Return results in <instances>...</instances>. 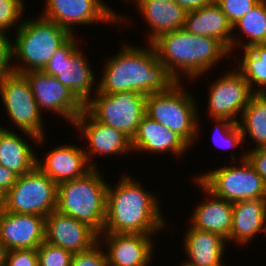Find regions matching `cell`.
<instances>
[{
    "mask_svg": "<svg viewBox=\"0 0 266 266\" xmlns=\"http://www.w3.org/2000/svg\"><path fill=\"white\" fill-rule=\"evenodd\" d=\"M149 45V46H148ZM115 56L108 57L98 82L100 93L135 91L142 95L167 91L176 81L159 61L152 44L147 47L123 45Z\"/></svg>",
    "mask_w": 266,
    "mask_h": 266,
    "instance_id": "6da1fadb",
    "label": "cell"
},
{
    "mask_svg": "<svg viewBox=\"0 0 266 266\" xmlns=\"http://www.w3.org/2000/svg\"><path fill=\"white\" fill-rule=\"evenodd\" d=\"M120 178L114 188L108 184L102 233L156 235L163 230L167 222L154 192L128 174Z\"/></svg>",
    "mask_w": 266,
    "mask_h": 266,
    "instance_id": "7a4b0ae2",
    "label": "cell"
},
{
    "mask_svg": "<svg viewBox=\"0 0 266 266\" xmlns=\"http://www.w3.org/2000/svg\"><path fill=\"white\" fill-rule=\"evenodd\" d=\"M151 44L159 61L176 82H181V74L188 80H196L211 71L223 57L231 56L219 40L195 35L185 29L164 33Z\"/></svg>",
    "mask_w": 266,
    "mask_h": 266,
    "instance_id": "3957f363",
    "label": "cell"
},
{
    "mask_svg": "<svg viewBox=\"0 0 266 266\" xmlns=\"http://www.w3.org/2000/svg\"><path fill=\"white\" fill-rule=\"evenodd\" d=\"M98 168L84 176L59 183L56 210L103 232L106 216L107 181Z\"/></svg>",
    "mask_w": 266,
    "mask_h": 266,
    "instance_id": "277c9868",
    "label": "cell"
},
{
    "mask_svg": "<svg viewBox=\"0 0 266 266\" xmlns=\"http://www.w3.org/2000/svg\"><path fill=\"white\" fill-rule=\"evenodd\" d=\"M15 33L12 65L14 72L20 74L42 71L53 53L71 36L60 25L42 16L23 20Z\"/></svg>",
    "mask_w": 266,
    "mask_h": 266,
    "instance_id": "5b68a950",
    "label": "cell"
},
{
    "mask_svg": "<svg viewBox=\"0 0 266 266\" xmlns=\"http://www.w3.org/2000/svg\"><path fill=\"white\" fill-rule=\"evenodd\" d=\"M187 91L183 83L176 82L165 92L147 95L146 115L193 145L200 134L199 108L192 93Z\"/></svg>",
    "mask_w": 266,
    "mask_h": 266,
    "instance_id": "8992f818",
    "label": "cell"
},
{
    "mask_svg": "<svg viewBox=\"0 0 266 266\" xmlns=\"http://www.w3.org/2000/svg\"><path fill=\"white\" fill-rule=\"evenodd\" d=\"M239 164L217 167L199 174L196 178L214 196L226 201L266 199V185L247 159V152L241 154Z\"/></svg>",
    "mask_w": 266,
    "mask_h": 266,
    "instance_id": "52a82bcc",
    "label": "cell"
},
{
    "mask_svg": "<svg viewBox=\"0 0 266 266\" xmlns=\"http://www.w3.org/2000/svg\"><path fill=\"white\" fill-rule=\"evenodd\" d=\"M94 90L95 95L85 104V110L98 122L132 139L146 115V95L135 91L100 93L97 87Z\"/></svg>",
    "mask_w": 266,
    "mask_h": 266,
    "instance_id": "ba28073f",
    "label": "cell"
},
{
    "mask_svg": "<svg viewBox=\"0 0 266 266\" xmlns=\"http://www.w3.org/2000/svg\"><path fill=\"white\" fill-rule=\"evenodd\" d=\"M0 96L7 116L19 131L36 145L45 140L42 112L39 110L27 78L13 72L0 82Z\"/></svg>",
    "mask_w": 266,
    "mask_h": 266,
    "instance_id": "9c48e42d",
    "label": "cell"
},
{
    "mask_svg": "<svg viewBox=\"0 0 266 266\" xmlns=\"http://www.w3.org/2000/svg\"><path fill=\"white\" fill-rule=\"evenodd\" d=\"M57 186L36 166L29 173L18 176L14 186L4 196V210L46 217L56 210Z\"/></svg>",
    "mask_w": 266,
    "mask_h": 266,
    "instance_id": "30bf717a",
    "label": "cell"
},
{
    "mask_svg": "<svg viewBox=\"0 0 266 266\" xmlns=\"http://www.w3.org/2000/svg\"><path fill=\"white\" fill-rule=\"evenodd\" d=\"M42 17L48 19L73 35L74 25L94 23H123L124 17L109 8L102 0H46Z\"/></svg>",
    "mask_w": 266,
    "mask_h": 266,
    "instance_id": "8fae6325",
    "label": "cell"
},
{
    "mask_svg": "<svg viewBox=\"0 0 266 266\" xmlns=\"http://www.w3.org/2000/svg\"><path fill=\"white\" fill-rule=\"evenodd\" d=\"M208 89V113L211 119H228L238 123L254 92L235 69L224 73ZM238 116V117H237Z\"/></svg>",
    "mask_w": 266,
    "mask_h": 266,
    "instance_id": "7c38bea8",
    "label": "cell"
},
{
    "mask_svg": "<svg viewBox=\"0 0 266 266\" xmlns=\"http://www.w3.org/2000/svg\"><path fill=\"white\" fill-rule=\"evenodd\" d=\"M23 75L29 82L41 112H54L73 125L76 118L85 110V105L54 76L43 71H29Z\"/></svg>",
    "mask_w": 266,
    "mask_h": 266,
    "instance_id": "4fadbf2b",
    "label": "cell"
},
{
    "mask_svg": "<svg viewBox=\"0 0 266 266\" xmlns=\"http://www.w3.org/2000/svg\"><path fill=\"white\" fill-rule=\"evenodd\" d=\"M73 126L81 133L80 136L88 141V150L84 149L88 163L92 168H97L92 157L120 155L132 152L131 139L122 131L105 125L95 120L84 110L73 122Z\"/></svg>",
    "mask_w": 266,
    "mask_h": 266,
    "instance_id": "5bb4252c",
    "label": "cell"
},
{
    "mask_svg": "<svg viewBox=\"0 0 266 266\" xmlns=\"http://www.w3.org/2000/svg\"><path fill=\"white\" fill-rule=\"evenodd\" d=\"M74 253L91 249L99 242V234L88 224L52 211L45 217V240Z\"/></svg>",
    "mask_w": 266,
    "mask_h": 266,
    "instance_id": "9a60e30c",
    "label": "cell"
},
{
    "mask_svg": "<svg viewBox=\"0 0 266 266\" xmlns=\"http://www.w3.org/2000/svg\"><path fill=\"white\" fill-rule=\"evenodd\" d=\"M146 234L101 233L99 241L106 243L108 266H150L154 242ZM105 237V238H103ZM105 239V240H103Z\"/></svg>",
    "mask_w": 266,
    "mask_h": 266,
    "instance_id": "2e32d148",
    "label": "cell"
},
{
    "mask_svg": "<svg viewBox=\"0 0 266 266\" xmlns=\"http://www.w3.org/2000/svg\"><path fill=\"white\" fill-rule=\"evenodd\" d=\"M45 240V217L0 212V242L8 251L37 249Z\"/></svg>",
    "mask_w": 266,
    "mask_h": 266,
    "instance_id": "e0dca14e",
    "label": "cell"
},
{
    "mask_svg": "<svg viewBox=\"0 0 266 266\" xmlns=\"http://www.w3.org/2000/svg\"><path fill=\"white\" fill-rule=\"evenodd\" d=\"M39 159L37 157L36 166L57 185L80 178L92 169L84 148L71 143L54 147Z\"/></svg>",
    "mask_w": 266,
    "mask_h": 266,
    "instance_id": "ac0fdd59",
    "label": "cell"
},
{
    "mask_svg": "<svg viewBox=\"0 0 266 266\" xmlns=\"http://www.w3.org/2000/svg\"><path fill=\"white\" fill-rule=\"evenodd\" d=\"M134 152L164 153L172 152L177 156L186 154L190 145L177 133L145 115L140 121L138 130L131 139Z\"/></svg>",
    "mask_w": 266,
    "mask_h": 266,
    "instance_id": "d6986e66",
    "label": "cell"
},
{
    "mask_svg": "<svg viewBox=\"0 0 266 266\" xmlns=\"http://www.w3.org/2000/svg\"><path fill=\"white\" fill-rule=\"evenodd\" d=\"M194 180L207 200L196 206L190 217V226L197 230L217 233L227 239L232 227L233 202L214 196L196 178Z\"/></svg>",
    "mask_w": 266,
    "mask_h": 266,
    "instance_id": "ffe728a7",
    "label": "cell"
},
{
    "mask_svg": "<svg viewBox=\"0 0 266 266\" xmlns=\"http://www.w3.org/2000/svg\"><path fill=\"white\" fill-rule=\"evenodd\" d=\"M136 8L149 26L151 44L160 35L183 29L187 12L173 0H134Z\"/></svg>",
    "mask_w": 266,
    "mask_h": 266,
    "instance_id": "44dd1931",
    "label": "cell"
},
{
    "mask_svg": "<svg viewBox=\"0 0 266 266\" xmlns=\"http://www.w3.org/2000/svg\"><path fill=\"white\" fill-rule=\"evenodd\" d=\"M184 237L182 245L187 254L184 262L192 266H226L222 259L227 246L224 237L214 232L197 230L190 225Z\"/></svg>",
    "mask_w": 266,
    "mask_h": 266,
    "instance_id": "7402d4cb",
    "label": "cell"
},
{
    "mask_svg": "<svg viewBox=\"0 0 266 266\" xmlns=\"http://www.w3.org/2000/svg\"><path fill=\"white\" fill-rule=\"evenodd\" d=\"M183 29L195 35L219 40L231 54L233 25L215 1L198 10L187 12Z\"/></svg>",
    "mask_w": 266,
    "mask_h": 266,
    "instance_id": "603a6c76",
    "label": "cell"
},
{
    "mask_svg": "<svg viewBox=\"0 0 266 266\" xmlns=\"http://www.w3.org/2000/svg\"><path fill=\"white\" fill-rule=\"evenodd\" d=\"M266 227V199L233 202V216L229 242L248 244Z\"/></svg>",
    "mask_w": 266,
    "mask_h": 266,
    "instance_id": "cb8c5ba5",
    "label": "cell"
},
{
    "mask_svg": "<svg viewBox=\"0 0 266 266\" xmlns=\"http://www.w3.org/2000/svg\"><path fill=\"white\" fill-rule=\"evenodd\" d=\"M79 46L69 57V66L64 70H56L54 76L66 86L85 105L92 96L94 85L98 86L90 63ZM96 83V84H95Z\"/></svg>",
    "mask_w": 266,
    "mask_h": 266,
    "instance_id": "d4e9b609",
    "label": "cell"
},
{
    "mask_svg": "<svg viewBox=\"0 0 266 266\" xmlns=\"http://www.w3.org/2000/svg\"><path fill=\"white\" fill-rule=\"evenodd\" d=\"M22 135L9 128L0 133V165L18 176L29 173L36 167L37 154Z\"/></svg>",
    "mask_w": 266,
    "mask_h": 266,
    "instance_id": "484cf974",
    "label": "cell"
},
{
    "mask_svg": "<svg viewBox=\"0 0 266 266\" xmlns=\"http://www.w3.org/2000/svg\"><path fill=\"white\" fill-rule=\"evenodd\" d=\"M238 120L244 140L246 134L253 139V149L266 147V93H254Z\"/></svg>",
    "mask_w": 266,
    "mask_h": 266,
    "instance_id": "4316f807",
    "label": "cell"
},
{
    "mask_svg": "<svg viewBox=\"0 0 266 266\" xmlns=\"http://www.w3.org/2000/svg\"><path fill=\"white\" fill-rule=\"evenodd\" d=\"M239 30L244 38L249 37L247 41L241 40L233 34L231 55L236 46L240 48H249L253 44L266 43V0H261L255 7L246 13L238 22L233 25V30Z\"/></svg>",
    "mask_w": 266,
    "mask_h": 266,
    "instance_id": "83f0119b",
    "label": "cell"
},
{
    "mask_svg": "<svg viewBox=\"0 0 266 266\" xmlns=\"http://www.w3.org/2000/svg\"><path fill=\"white\" fill-rule=\"evenodd\" d=\"M242 50L244 55L236 70L246 79L254 93H266V43L253 44Z\"/></svg>",
    "mask_w": 266,
    "mask_h": 266,
    "instance_id": "f1b7e54d",
    "label": "cell"
},
{
    "mask_svg": "<svg viewBox=\"0 0 266 266\" xmlns=\"http://www.w3.org/2000/svg\"><path fill=\"white\" fill-rule=\"evenodd\" d=\"M215 128L212 134V141L220 149L234 148L240 146L243 141V134L238 123L228 119H213Z\"/></svg>",
    "mask_w": 266,
    "mask_h": 266,
    "instance_id": "f546056e",
    "label": "cell"
},
{
    "mask_svg": "<svg viewBox=\"0 0 266 266\" xmlns=\"http://www.w3.org/2000/svg\"><path fill=\"white\" fill-rule=\"evenodd\" d=\"M23 0H0V32L7 33L15 25V32L22 24L25 13ZM20 22V23H18ZM16 23V24H15ZM9 29V30H8Z\"/></svg>",
    "mask_w": 266,
    "mask_h": 266,
    "instance_id": "4dcf8cb0",
    "label": "cell"
},
{
    "mask_svg": "<svg viewBox=\"0 0 266 266\" xmlns=\"http://www.w3.org/2000/svg\"><path fill=\"white\" fill-rule=\"evenodd\" d=\"M39 266H71L73 253L44 241L38 248Z\"/></svg>",
    "mask_w": 266,
    "mask_h": 266,
    "instance_id": "1f68e13d",
    "label": "cell"
},
{
    "mask_svg": "<svg viewBox=\"0 0 266 266\" xmlns=\"http://www.w3.org/2000/svg\"><path fill=\"white\" fill-rule=\"evenodd\" d=\"M75 34L71 35L52 55L42 71L55 76L56 70H64L69 66L70 55L79 47Z\"/></svg>",
    "mask_w": 266,
    "mask_h": 266,
    "instance_id": "d6a6232c",
    "label": "cell"
},
{
    "mask_svg": "<svg viewBox=\"0 0 266 266\" xmlns=\"http://www.w3.org/2000/svg\"><path fill=\"white\" fill-rule=\"evenodd\" d=\"M232 25L251 11L261 0H214Z\"/></svg>",
    "mask_w": 266,
    "mask_h": 266,
    "instance_id": "836d02e7",
    "label": "cell"
},
{
    "mask_svg": "<svg viewBox=\"0 0 266 266\" xmlns=\"http://www.w3.org/2000/svg\"><path fill=\"white\" fill-rule=\"evenodd\" d=\"M105 247L101 249L100 241L91 249L74 253L71 266H108Z\"/></svg>",
    "mask_w": 266,
    "mask_h": 266,
    "instance_id": "e575fe53",
    "label": "cell"
},
{
    "mask_svg": "<svg viewBox=\"0 0 266 266\" xmlns=\"http://www.w3.org/2000/svg\"><path fill=\"white\" fill-rule=\"evenodd\" d=\"M5 266H39L37 249L7 251Z\"/></svg>",
    "mask_w": 266,
    "mask_h": 266,
    "instance_id": "d590c367",
    "label": "cell"
},
{
    "mask_svg": "<svg viewBox=\"0 0 266 266\" xmlns=\"http://www.w3.org/2000/svg\"><path fill=\"white\" fill-rule=\"evenodd\" d=\"M13 72L12 40L0 32V82Z\"/></svg>",
    "mask_w": 266,
    "mask_h": 266,
    "instance_id": "8d00e7d4",
    "label": "cell"
},
{
    "mask_svg": "<svg viewBox=\"0 0 266 266\" xmlns=\"http://www.w3.org/2000/svg\"><path fill=\"white\" fill-rule=\"evenodd\" d=\"M246 152L248 161L253 165L266 185V147L248 149Z\"/></svg>",
    "mask_w": 266,
    "mask_h": 266,
    "instance_id": "74e56055",
    "label": "cell"
},
{
    "mask_svg": "<svg viewBox=\"0 0 266 266\" xmlns=\"http://www.w3.org/2000/svg\"><path fill=\"white\" fill-rule=\"evenodd\" d=\"M18 175L6 167L0 165V193L5 196L14 186Z\"/></svg>",
    "mask_w": 266,
    "mask_h": 266,
    "instance_id": "f35d334b",
    "label": "cell"
},
{
    "mask_svg": "<svg viewBox=\"0 0 266 266\" xmlns=\"http://www.w3.org/2000/svg\"><path fill=\"white\" fill-rule=\"evenodd\" d=\"M180 7H182L186 12H191L198 10L210 3L214 0H173Z\"/></svg>",
    "mask_w": 266,
    "mask_h": 266,
    "instance_id": "ab89813d",
    "label": "cell"
},
{
    "mask_svg": "<svg viewBox=\"0 0 266 266\" xmlns=\"http://www.w3.org/2000/svg\"><path fill=\"white\" fill-rule=\"evenodd\" d=\"M7 251L6 247L0 242V266H5Z\"/></svg>",
    "mask_w": 266,
    "mask_h": 266,
    "instance_id": "60d3db41",
    "label": "cell"
},
{
    "mask_svg": "<svg viewBox=\"0 0 266 266\" xmlns=\"http://www.w3.org/2000/svg\"><path fill=\"white\" fill-rule=\"evenodd\" d=\"M4 210V196L0 193V212Z\"/></svg>",
    "mask_w": 266,
    "mask_h": 266,
    "instance_id": "b9f144b4",
    "label": "cell"
},
{
    "mask_svg": "<svg viewBox=\"0 0 266 266\" xmlns=\"http://www.w3.org/2000/svg\"><path fill=\"white\" fill-rule=\"evenodd\" d=\"M180 266H192V265L187 264L186 262L183 261V263H180Z\"/></svg>",
    "mask_w": 266,
    "mask_h": 266,
    "instance_id": "7bdbcfd3",
    "label": "cell"
},
{
    "mask_svg": "<svg viewBox=\"0 0 266 266\" xmlns=\"http://www.w3.org/2000/svg\"><path fill=\"white\" fill-rule=\"evenodd\" d=\"M3 129H4V127H1V126H0V133H1V131H2Z\"/></svg>",
    "mask_w": 266,
    "mask_h": 266,
    "instance_id": "ee69618b",
    "label": "cell"
}]
</instances>
